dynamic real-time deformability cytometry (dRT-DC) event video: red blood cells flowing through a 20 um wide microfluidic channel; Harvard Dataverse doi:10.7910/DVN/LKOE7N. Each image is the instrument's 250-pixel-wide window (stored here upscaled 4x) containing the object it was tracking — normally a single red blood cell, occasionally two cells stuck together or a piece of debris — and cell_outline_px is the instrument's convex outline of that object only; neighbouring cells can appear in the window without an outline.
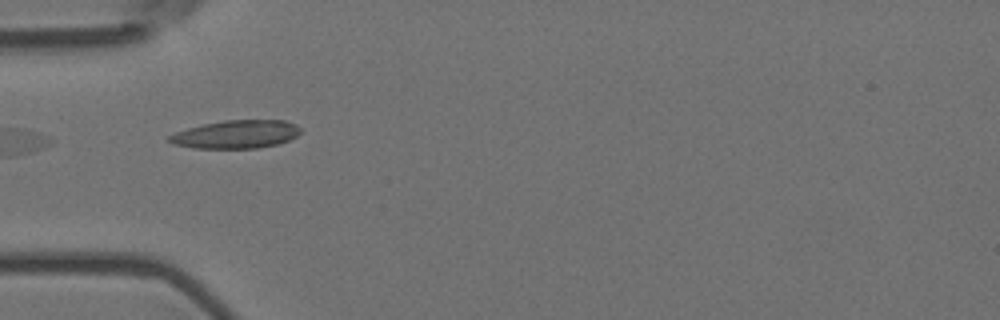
{"species": "Egyptian fruit bat (a non-hibernating species)", "species_latin": "Rousettus aegyptiacus", "temperature_condition": "room temperature", "stored_images_in_passage": 9, "camera_frame_rate_fps": 3000, "um_per_image_px": 0.085, "animal": {"sex": "female"}, "frame": {"image": 1, "passage_image": 6, "time_ms": 1.667, "image_size_px": [1000, 320], "cell_outline_px": [[300, 132], [296, 136], [280, 144], [256, 148], [192, 148], [172, 144], [168, 140], [168, 136], [176, 132], [188, 128], [204, 124], [224, 120], [284, 120], [296, 124], [300, 128]], "centroid_in_image_um": [20.07, 11.42], "position_along_channel_um": 64.9, "area_um2": 21.56}}
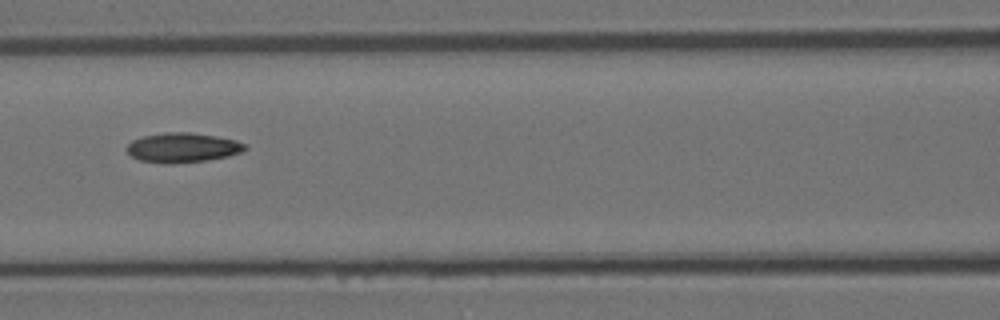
{"frame": {"image": 2, "passage_image": 8, "time_ms": 2.333, "image_size_px": [1000, 320], "cell_outline_px": [[248, 148], [240, 152], [228, 156], [204, 160], [172, 164], [164, 164], [140, 160], [132, 156], [128, 152], [128, 144], [132, 140], [144, 136], [168, 132], [188, 132], [216, 136], [236, 140], [244, 144]], "centroid_in_image_um": [15.52, 12.55], "position_along_channel_um": 151.1, "area_um2": 20.17}}
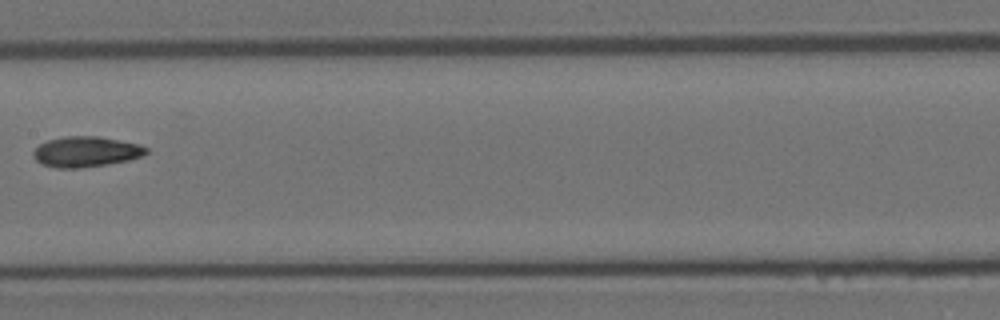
{"frame": {"image": 3, "passage_image": 9, "time_ms": 2.667, "image_size_px": [1000, 320], "cell_outline_px": [[148, 152], [144, 156], [128, 160], [80, 168], [56, 168], [40, 164], [32, 156], [32, 152], [40, 144], [48, 140], [64, 136], [96, 136], [140, 144], [148, 148]], "centroid_in_image_um": [7.29, 12.9], "position_along_channel_um": 200.1, "area_um2": 20.06}}